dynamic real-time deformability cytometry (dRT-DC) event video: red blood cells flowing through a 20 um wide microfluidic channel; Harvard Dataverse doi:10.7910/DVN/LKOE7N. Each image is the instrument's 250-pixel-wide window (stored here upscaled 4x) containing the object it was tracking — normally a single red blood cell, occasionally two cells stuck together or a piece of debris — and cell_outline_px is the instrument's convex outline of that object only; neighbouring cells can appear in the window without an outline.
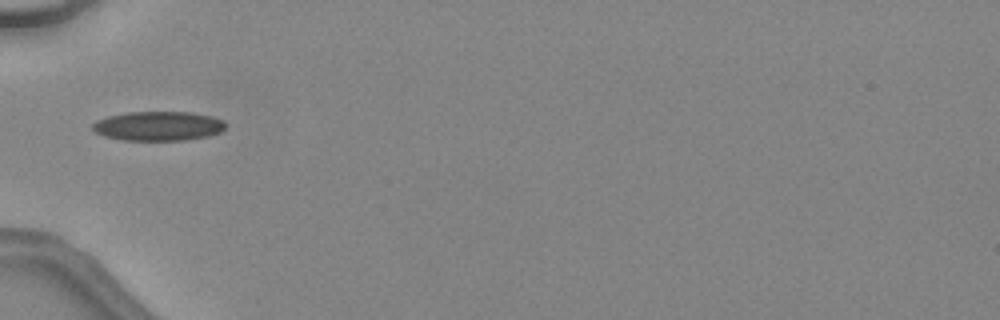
{"species": "common noctule bat (a hibernating species)", "species_latin": "Nyctalus noctula", "temperature_condition": "warm", "stored_images_in_passage": 3, "camera_frame_rate_fps": 3000, "um_per_image_px": 0.085, "animal": {"sex": "female", "body_mass_g": 24.6, "forearm_length_mm": 56.2}, "frame": {"image": 1, "passage_image": 1, "time_ms": 0.0, "image_size_px": [1000, 320], "cell_outline_px": [[224, 128], [220, 132], [208, 136], [188, 140], [120, 140], [104, 136], [96, 132], [92, 128], [92, 124], [96, 120], [108, 116], [128, 112], [192, 112], [212, 116], [224, 120]], "centroid_in_image_um": [13.45, 10.71], "position_along_channel_um": 71.6, "area_um2": 22.83}}